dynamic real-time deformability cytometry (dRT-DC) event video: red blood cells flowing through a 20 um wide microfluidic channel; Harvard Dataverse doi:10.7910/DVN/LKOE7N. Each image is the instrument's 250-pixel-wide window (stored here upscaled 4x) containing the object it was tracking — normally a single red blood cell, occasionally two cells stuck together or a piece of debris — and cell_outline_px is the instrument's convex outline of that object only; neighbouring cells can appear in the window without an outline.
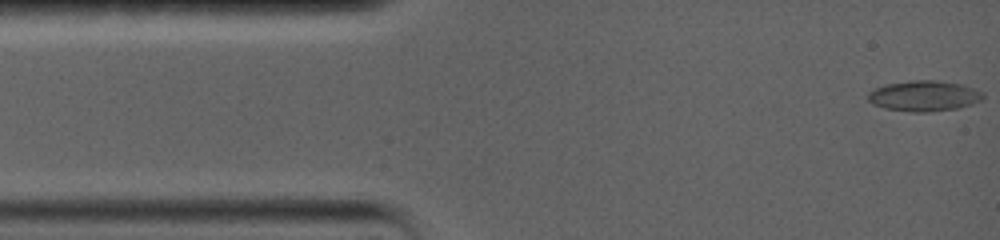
{"species": "common noctule bat (a hibernating species)", "species_latin": "Nyctalus noctula", "temperature_condition": "warm", "stored_images_in_passage": 33, "camera_frame_rate_fps": 5000, "um_per_image_px": 0.085, "animal": {"sex": "female", "body_mass_g": 19.0, "forearm_length_mm": 56.7}, "frame": {"image": 1, "passage_image": 1, "time_ms": 0.0, "image_size_px": [1000, 240], "cell_outline_px": [[984, 96], [980, 100], [972, 104], [956, 108], [928, 112], [912, 112], [884, 108], [872, 104], [868, 100], [868, 92], [872, 88], [888, 84], [912, 80], [936, 80], [960, 84], [984, 92]], "centroid_in_image_um": [78.51, 8.15], "position_along_channel_um": 6.5, "area_um2": 20.46}}
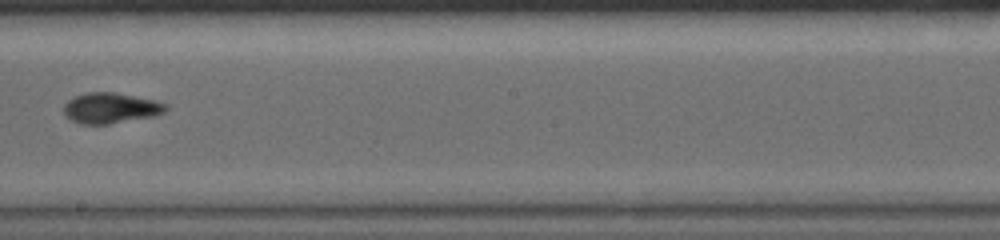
{"frame": {"image": 2, "passage_image": 15, "time_ms": 8.6, "image_size_px": [1000, 240], "cell_outline_px": [[168, 108], [164, 112], [152, 116], [108, 124], [80, 124], [64, 116], [64, 104], [68, 100], [76, 96], [88, 92], [112, 92], [156, 100], [168, 104]], "centroid_in_image_um": [9.4, 9.18], "position_along_channel_um": 238.8, "area_um2": 18.09}}
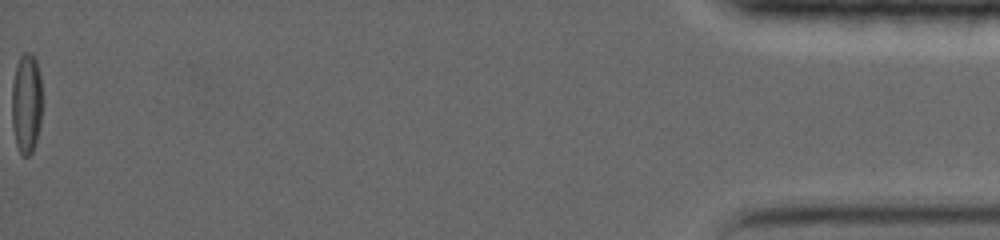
{"frame": {"image": 3, "passage_image": 33, "time_ms": 18.0, "image_size_px": [1000, 240], "cell_outline_px": [[44, 100], [40, 124], [36, 140], [32, 152], [28, 156], [20, 156], [16, 144], [12, 124], [12, 84], [16, 64], [20, 56], [24, 52], [32, 52], [36, 60], [40, 76]], "centroid_in_image_um": [2.27, 8.77], "position_along_channel_um": 432.9, "area_um2": 18.38}, "authors_computed_cell_mechanics": {"area_um2": 18.0336, "velocity_mm_per_s": 3.6136, "shape_relaxation_time_tau1_ms": null, "shape_relaxation_time_tau2_ms": 3.3406, "deformation_change_tau1": null, "deformation_change_tau2": 0.081}}